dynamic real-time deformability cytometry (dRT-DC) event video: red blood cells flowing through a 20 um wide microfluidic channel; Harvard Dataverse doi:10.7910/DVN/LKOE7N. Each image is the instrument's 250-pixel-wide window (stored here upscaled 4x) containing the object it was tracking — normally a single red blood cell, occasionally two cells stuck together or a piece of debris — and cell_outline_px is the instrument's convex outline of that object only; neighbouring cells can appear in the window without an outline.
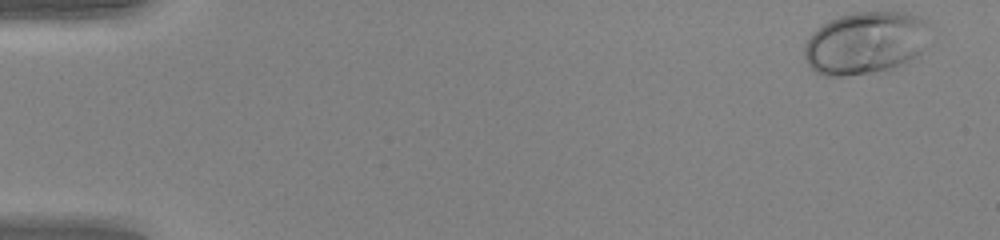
{"species": "human", "species_latin": "Homo sapiens", "temperature_condition": "warm", "stored_images_in_passage": 48, "camera_frame_rate_fps": 3000, "um_per_image_px": 0.085, "donor": {"sex": "female"}, "frame": {"image": 1, "passage_image": 1, "time_ms": 0.0, "image_size_px": [1000, 240], "cell_outline_px": [[928, 20], [924, 48], [916, 56], [892, 68], [872, 72], [844, 76], [824, 76], [816, 72], [808, 64], [804, 56], [804, 48], [812, 32], [824, 24], [840, 16], [852, 12], [908, 12], [920, 16]], "centroid_in_image_um": [73.55, 3.63], "position_along_channel_um": 11.4, "area_um2": 45.37}}
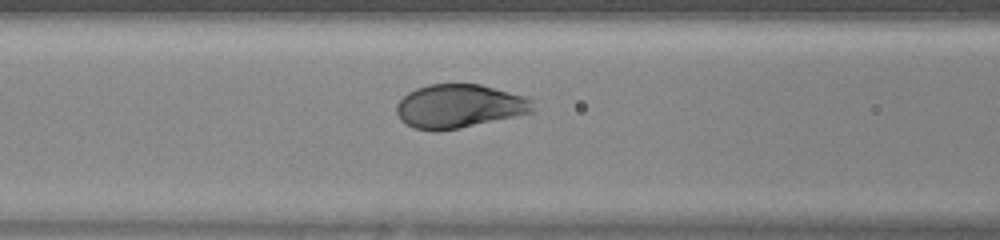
{"frame": {"image": 2, "passage_image": 20, "time_ms": 6.333, "image_size_px": [1000, 240], "cell_outline_px": [[536, 112], [460, 128], [432, 132], [412, 128], [400, 120], [396, 112], [396, 104], [408, 92], [416, 88], [428, 84], [480, 84], [524, 96], [532, 100]], "centroid_in_image_um": [39.02, 9.04], "position_along_channel_um": 127.6, "area_um2": 35.03}}
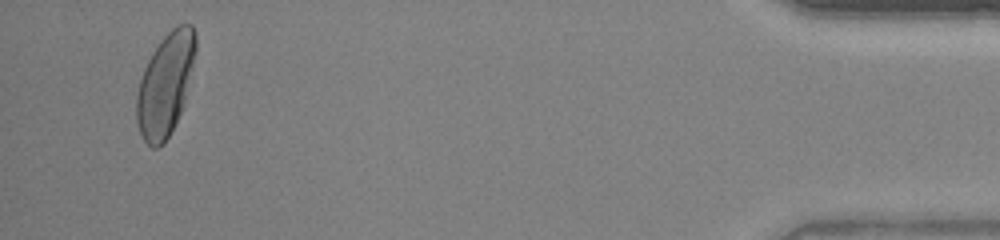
{"frame": {"image": 3, "passage_image": 46, "time_ms": 15.0, "image_size_px": [1000, 240], "cell_outline_px": [[196, 52], [184, 100], [180, 112], [164, 144], [156, 148], [152, 148], [144, 140], [140, 132], [136, 120], [136, 96], [140, 80], [144, 68], [152, 52], [160, 40], [176, 24], [192, 24], [196, 36]], "centroid_in_image_um": [14.04, 7.15], "position_along_channel_um": 421.2, "area_um2": 34.91}, "authors_computed_cell_mechanics": {"area_um2": 35.4603, "velocity_mm_per_s": 4.224, "shape_relaxation_time_tau1_ms": 2.3478, "shape_relaxation_time_tau2_ms": null, "deformation_change_tau1": 0.161, "deformation_change_tau2": null}}